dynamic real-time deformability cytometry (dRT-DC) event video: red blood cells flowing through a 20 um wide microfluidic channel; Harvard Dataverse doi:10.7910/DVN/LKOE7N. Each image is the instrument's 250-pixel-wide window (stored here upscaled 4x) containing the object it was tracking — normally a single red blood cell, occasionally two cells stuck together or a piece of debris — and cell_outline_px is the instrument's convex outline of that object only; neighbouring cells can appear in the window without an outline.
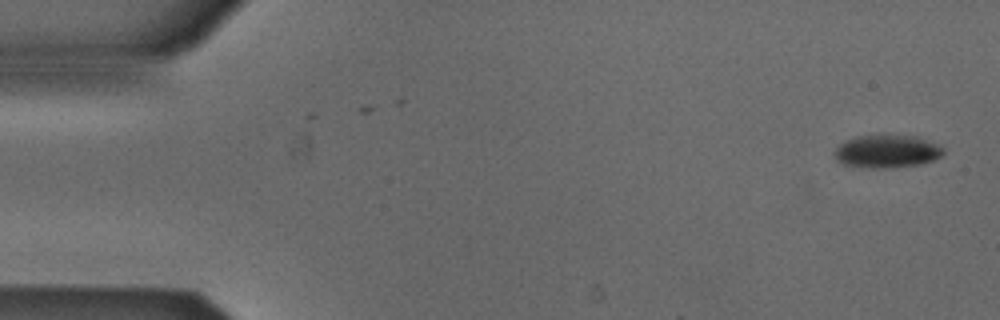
{"species": "Egyptian fruit bat (a non-hibernating species)", "species_latin": "Rousettus aegyptiacus", "temperature_condition": "cold", "stored_images_in_passage": 2, "camera_frame_rate_fps": 3000, "um_per_image_px": 0.085, "animal": {"sex": "male"}, "frame": {"image": 1, "passage_image": 2, "time_ms": 0.333, "image_size_px": [1000, 320], "cell_outline_px": [[944, 152], [940, 156], [932, 160], [920, 164], [884, 168], [864, 168], [840, 164], [836, 160], [832, 152], [840, 144], [848, 140], [860, 136], [916, 136], [940, 144], [944, 148]], "centroid_in_image_um": [75.37, 12.88], "position_along_channel_um": 9.6, "area_um2": 20.81}}